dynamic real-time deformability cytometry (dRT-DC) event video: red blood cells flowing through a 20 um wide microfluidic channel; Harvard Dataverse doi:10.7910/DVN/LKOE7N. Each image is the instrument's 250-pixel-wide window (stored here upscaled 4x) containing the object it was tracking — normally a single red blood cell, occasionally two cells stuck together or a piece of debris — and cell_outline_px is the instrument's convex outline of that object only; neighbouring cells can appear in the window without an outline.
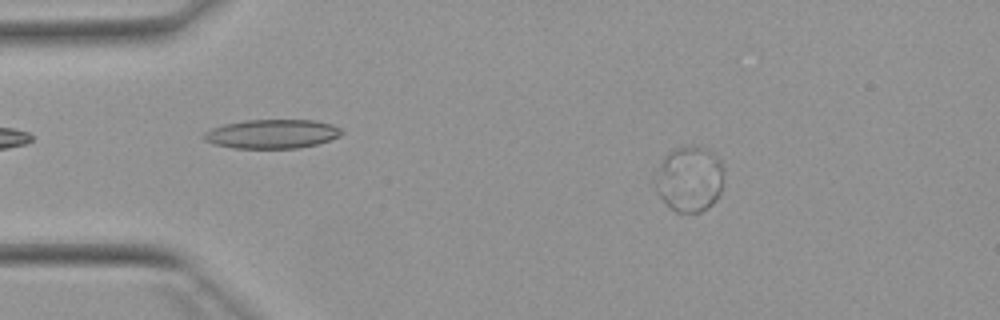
{"species": "Egyptian fruit bat (a non-hibernating species)", "species_latin": "Rousettus aegyptiacus", "temperature_condition": "warm", "stored_images_in_passage": 53, "camera_frame_rate_fps": 3000, "um_per_image_px": 0.085, "animal": {"sex": "female"}, "frame": {"image": 1, "passage_image": 9, "time_ms": 2.667, "image_size_px": [1000, 320], "cell_outline_px": [[724, 184], [720, 196], [708, 208], [700, 212], [676, 212], [656, 192], [656, 172], [664, 156], [668, 152], [676, 148], [692, 144], [704, 148], [712, 152], [720, 160], [724, 168]], "centroid_in_image_um": [58.65, 15.2], "position_along_channel_um": 26.3, "area_um2": 26.53}}
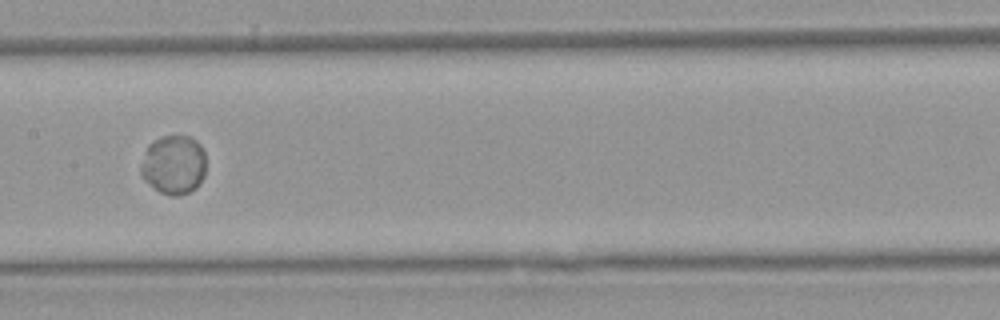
{"frame": {"image": 2, "passage_image": 27, "time_ms": 8.667, "image_size_px": [1000, 320], "cell_outline_px": [[204, 176], [200, 184], [196, 188], [188, 192], [176, 196], [172, 196], [160, 192], [144, 180], [140, 172], [140, 168], [148, 144], [160, 136], [192, 136], [200, 144], [204, 152]], "centroid_in_image_um": [14.76, 13.99], "position_along_channel_um": 192.6, "area_um2": 22.48}}
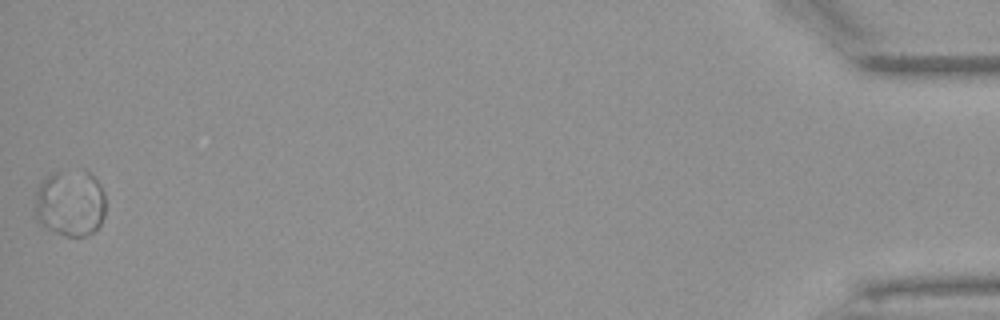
{"frame": {"image": 3, "passage_image": 53, "time_ms": 17.333, "image_size_px": [1000, 320], "cell_outline_px": [[104, 216], [100, 224], [92, 232], [84, 236], [68, 236], [56, 232], [40, 224], [36, 220], [36, 192], [40, 184], [52, 172], [88, 172], [100, 184], [104, 192]], "centroid_in_image_um": [5.97, 17.29], "position_along_channel_um": 429.2, "area_um2": 26.93}}